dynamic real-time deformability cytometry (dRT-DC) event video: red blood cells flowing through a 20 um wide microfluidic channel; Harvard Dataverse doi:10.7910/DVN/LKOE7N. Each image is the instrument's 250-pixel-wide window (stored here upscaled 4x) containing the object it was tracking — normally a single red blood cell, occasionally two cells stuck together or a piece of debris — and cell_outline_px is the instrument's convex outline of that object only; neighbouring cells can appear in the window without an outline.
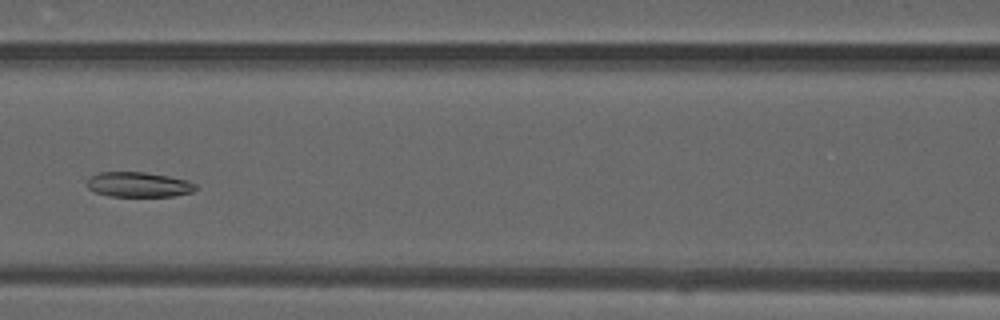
{"species": "common noctule bat (a hibernating species)", "species_latin": "Nyctalus noctula", "temperature_condition": "warm", "stored_images_in_passage": 28, "camera_frame_rate_fps": 3000, "um_per_image_px": 0.085, "animal": {"sex": "male", "forearm_length_mm": 52.5}, "frame": {"image": 1, "passage_image": 11, "time_ms": 3.333, "image_size_px": [1000, 320], "cell_outline_px": [[200, 188], [192, 192], [172, 196], [108, 196], [96, 192], [88, 188], [84, 184], [84, 180], [88, 176], [100, 172], [144, 172], [168, 176], [188, 180], [196, 184]], "centroid_in_image_um": [11.74, 15.68], "position_along_channel_um": 154.9, "area_um2": 16.13}}
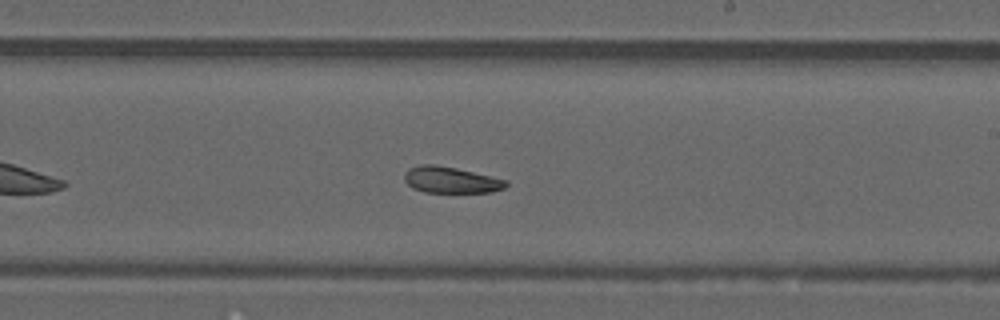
{"frame": {"image": 2, "passage_image": 18, "time_ms": 5.667, "image_size_px": [1000, 320], "cell_outline_px": [[508, 184], [504, 188], [492, 192], [424, 192], [412, 188], [404, 180], [404, 172], [408, 168], [420, 164], [436, 164], [456, 168], [508, 180]], "centroid_in_image_um": [38.29, 15.28], "position_along_channel_um": 250.7, "area_um2": 15.66}}
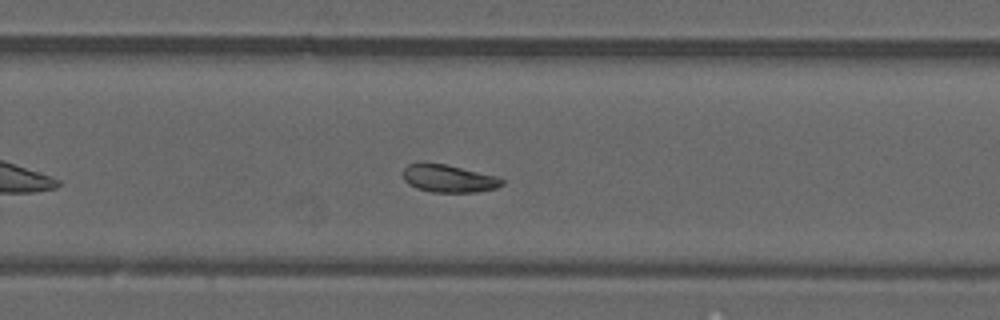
{"frame": {"image": 3, "passage_image": 21, "time_ms": 6.667, "image_size_px": [1000, 320], "cell_outline_px": [[504, 184], [496, 188], [476, 192], [432, 192], [416, 188], [408, 184], [404, 180], [400, 172], [408, 164], [444, 164], [500, 176], [504, 180]], "centroid_in_image_um": [38.15, 15.18], "position_along_channel_um": 291.6, "area_um2": 16.01}}